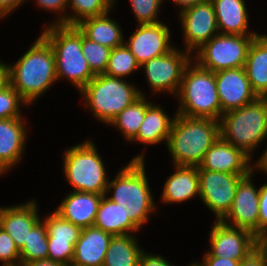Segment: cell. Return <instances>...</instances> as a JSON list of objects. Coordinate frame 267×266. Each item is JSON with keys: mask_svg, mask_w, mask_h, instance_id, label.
<instances>
[{"mask_svg": "<svg viewBox=\"0 0 267 266\" xmlns=\"http://www.w3.org/2000/svg\"><path fill=\"white\" fill-rule=\"evenodd\" d=\"M144 157L143 153L135 155L120 168L114 179H109L105 193L108 199L120 205L125 216L140 230L158 208L149 185Z\"/></svg>", "mask_w": 267, "mask_h": 266, "instance_id": "6da1fadb", "label": "cell"}, {"mask_svg": "<svg viewBox=\"0 0 267 266\" xmlns=\"http://www.w3.org/2000/svg\"><path fill=\"white\" fill-rule=\"evenodd\" d=\"M9 77L10 85L28 106L58 82L54 52L41 35L17 62L9 64Z\"/></svg>", "mask_w": 267, "mask_h": 266, "instance_id": "7a4b0ae2", "label": "cell"}, {"mask_svg": "<svg viewBox=\"0 0 267 266\" xmlns=\"http://www.w3.org/2000/svg\"><path fill=\"white\" fill-rule=\"evenodd\" d=\"M219 137V121L175 113L165 146L172 157V165L198 167Z\"/></svg>", "mask_w": 267, "mask_h": 266, "instance_id": "3957f363", "label": "cell"}, {"mask_svg": "<svg viewBox=\"0 0 267 266\" xmlns=\"http://www.w3.org/2000/svg\"><path fill=\"white\" fill-rule=\"evenodd\" d=\"M40 34L55 55L57 80L68 79L80 92L96 75L82 54L81 31L77 26L47 25Z\"/></svg>", "mask_w": 267, "mask_h": 266, "instance_id": "277c9868", "label": "cell"}, {"mask_svg": "<svg viewBox=\"0 0 267 266\" xmlns=\"http://www.w3.org/2000/svg\"><path fill=\"white\" fill-rule=\"evenodd\" d=\"M174 98L179 104L177 114L217 121L222 116L215 73L201 67L193 59L184 69L180 89Z\"/></svg>", "mask_w": 267, "mask_h": 266, "instance_id": "5b68a950", "label": "cell"}, {"mask_svg": "<svg viewBox=\"0 0 267 266\" xmlns=\"http://www.w3.org/2000/svg\"><path fill=\"white\" fill-rule=\"evenodd\" d=\"M79 93L85 109L88 108L98 122L106 125L124 108L132 105L141 96H147L127 79L105 74L96 75Z\"/></svg>", "mask_w": 267, "mask_h": 266, "instance_id": "8992f818", "label": "cell"}, {"mask_svg": "<svg viewBox=\"0 0 267 266\" xmlns=\"http://www.w3.org/2000/svg\"><path fill=\"white\" fill-rule=\"evenodd\" d=\"M220 137L241 149L251 159L255 149L267 138V99L255 101L223 113L220 120Z\"/></svg>", "mask_w": 267, "mask_h": 266, "instance_id": "52a82bcc", "label": "cell"}, {"mask_svg": "<svg viewBox=\"0 0 267 266\" xmlns=\"http://www.w3.org/2000/svg\"><path fill=\"white\" fill-rule=\"evenodd\" d=\"M64 151L63 174L73 191L105 195L109 178L94 141L87 139Z\"/></svg>", "mask_w": 267, "mask_h": 266, "instance_id": "ba28073f", "label": "cell"}, {"mask_svg": "<svg viewBox=\"0 0 267 266\" xmlns=\"http://www.w3.org/2000/svg\"><path fill=\"white\" fill-rule=\"evenodd\" d=\"M257 35L217 34L192 59L214 73L244 67L250 44Z\"/></svg>", "mask_w": 267, "mask_h": 266, "instance_id": "9c48e42d", "label": "cell"}, {"mask_svg": "<svg viewBox=\"0 0 267 266\" xmlns=\"http://www.w3.org/2000/svg\"><path fill=\"white\" fill-rule=\"evenodd\" d=\"M192 55L176 46L168 53L152 58L140 66L146 75V81L154 95L164 93L177 95L182 82L185 67ZM160 92V93H159Z\"/></svg>", "mask_w": 267, "mask_h": 266, "instance_id": "30bf717a", "label": "cell"}, {"mask_svg": "<svg viewBox=\"0 0 267 266\" xmlns=\"http://www.w3.org/2000/svg\"><path fill=\"white\" fill-rule=\"evenodd\" d=\"M207 252L214 257L242 261L260 245L261 241L250 231L215 220L209 231Z\"/></svg>", "mask_w": 267, "mask_h": 266, "instance_id": "8fae6325", "label": "cell"}, {"mask_svg": "<svg viewBox=\"0 0 267 266\" xmlns=\"http://www.w3.org/2000/svg\"><path fill=\"white\" fill-rule=\"evenodd\" d=\"M198 175L199 200L214 213L215 220H221L230 210L238 183L245 176L206 169H198Z\"/></svg>", "mask_w": 267, "mask_h": 266, "instance_id": "7c38bea8", "label": "cell"}, {"mask_svg": "<svg viewBox=\"0 0 267 266\" xmlns=\"http://www.w3.org/2000/svg\"><path fill=\"white\" fill-rule=\"evenodd\" d=\"M178 14L183 33V49L194 54L212 37L219 34L211 0L200 2ZM185 42V43H184Z\"/></svg>", "mask_w": 267, "mask_h": 266, "instance_id": "4fadbf2b", "label": "cell"}, {"mask_svg": "<svg viewBox=\"0 0 267 266\" xmlns=\"http://www.w3.org/2000/svg\"><path fill=\"white\" fill-rule=\"evenodd\" d=\"M254 173V170L251 171L239 181L231 208L221 221L246 229L258 238L259 188L252 180Z\"/></svg>", "mask_w": 267, "mask_h": 266, "instance_id": "5bb4252c", "label": "cell"}, {"mask_svg": "<svg viewBox=\"0 0 267 266\" xmlns=\"http://www.w3.org/2000/svg\"><path fill=\"white\" fill-rule=\"evenodd\" d=\"M170 28L163 22L155 24L137 25L129 39H124V44L135 56L141 66L148 60L162 56L171 51L175 46L171 43Z\"/></svg>", "mask_w": 267, "mask_h": 266, "instance_id": "9a60e30c", "label": "cell"}, {"mask_svg": "<svg viewBox=\"0 0 267 266\" xmlns=\"http://www.w3.org/2000/svg\"><path fill=\"white\" fill-rule=\"evenodd\" d=\"M217 92L223 113L255 101L258 96L252 90L244 67L215 73Z\"/></svg>", "mask_w": 267, "mask_h": 266, "instance_id": "2e32d148", "label": "cell"}, {"mask_svg": "<svg viewBox=\"0 0 267 266\" xmlns=\"http://www.w3.org/2000/svg\"><path fill=\"white\" fill-rule=\"evenodd\" d=\"M241 149L221 137L206 152L198 169L247 176L253 171V162Z\"/></svg>", "mask_w": 267, "mask_h": 266, "instance_id": "e0dca14e", "label": "cell"}, {"mask_svg": "<svg viewBox=\"0 0 267 266\" xmlns=\"http://www.w3.org/2000/svg\"><path fill=\"white\" fill-rule=\"evenodd\" d=\"M36 200L0 207V227L7 232L19 251L29 237V231L41 219Z\"/></svg>", "mask_w": 267, "mask_h": 266, "instance_id": "ac0fdd59", "label": "cell"}, {"mask_svg": "<svg viewBox=\"0 0 267 266\" xmlns=\"http://www.w3.org/2000/svg\"><path fill=\"white\" fill-rule=\"evenodd\" d=\"M102 197L96 193L71 190L54 211L81 229L87 228L94 224Z\"/></svg>", "mask_w": 267, "mask_h": 266, "instance_id": "d6986e66", "label": "cell"}, {"mask_svg": "<svg viewBox=\"0 0 267 266\" xmlns=\"http://www.w3.org/2000/svg\"><path fill=\"white\" fill-rule=\"evenodd\" d=\"M26 118L0 119V161L10 170L21 163L28 130Z\"/></svg>", "mask_w": 267, "mask_h": 266, "instance_id": "ffe728a7", "label": "cell"}, {"mask_svg": "<svg viewBox=\"0 0 267 266\" xmlns=\"http://www.w3.org/2000/svg\"><path fill=\"white\" fill-rule=\"evenodd\" d=\"M113 236L95 226L83 228L74 247L71 266H103Z\"/></svg>", "mask_w": 267, "mask_h": 266, "instance_id": "44dd1931", "label": "cell"}, {"mask_svg": "<svg viewBox=\"0 0 267 266\" xmlns=\"http://www.w3.org/2000/svg\"><path fill=\"white\" fill-rule=\"evenodd\" d=\"M175 171L163 184L161 202L178 204L200 196L198 167L173 165Z\"/></svg>", "mask_w": 267, "mask_h": 266, "instance_id": "7402d4cb", "label": "cell"}, {"mask_svg": "<svg viewBox=\"0 0 267 266\" xmlns=\"http://www.w3.org/2000/svg\"><path fill=\"white\" fill-rule=\"evenodd\" d=\"M219 34L258 35L249 29V16L245 0H211Z\"/></svg>", "mask_w": 267, "mask_h": 266, "instance_id": "603a6c76", "label": "cell"}, {"mask_svg": "<svg viewBox=\"0 0 267 266\" xmlns=\"http://www.w3.org/2000/svg\"><path fill=\"white\" fill-rule=\"evenodd\" d=\"M252 90L258 97L267 96V34H258L249 46L244 65Z\"/></svg>", "mask_w": 267, "mask_h": 266, "instance_id": "cb8c5ba5", "label": "cell"}, {"mask_svg": "<svg viewBox=\"0 0 267 266\" xmlns=\"http://www.w3.org/2000/svg\"><path fill=\"white\" fill-rule=\"evenodd\" d=\"M160 104L152 103L145 112L137 136L132 140L142 145L167 144L174 116L171 118Z\"/></svg>", "mask_w": 267, "mask_h": 266, "instance_id": "d4e9b609", "label": "cell"}, {"mask_svg": "<svg viewBox=\"0 0 267 266\" xmlns=\"http://www.w3.org/2000/svg\"><path fill=\"white\" fill-rule=\"evenodd\" d=\"M76 26L89 40L111 49L124 44V31L118 21L111 19L110 12L87 18Z\"/></svg>", "mask_w": 267, "mask_h": 266, "instance_id": "484cf974", "label": "cell"}, {"mask_svg": "<svg viewBox=\"0 0 267 266\" xmlns=\"http://www.w3.org/2000/svg\"><path fill=\"white\" fill-rule=\"evenodd\" d=\"M93 226L114 236L136 234L139 228L125 216L120 205L103 195Z\"/></svg>", "mask_w": 267, "mask_h": 266, "instance_id": "4316f807", "label": "cell"}, {"mask_svg": "<svg viewBox=\"0 0 267 266\" xmlns=\"http://www.w3.org/2000/svg\"><path fill=\"white\" fill-rule=\"evenodd\" d=\"M136 236L137 234L113 236L103 266H139V259L144 250Z\"/></svg>", "mask_w": 267, "mask_h": 266, "instance_id": "83f0119b", "label": "cell"}, {"mask_svg": "<svg viewBox=\"0 0 267 266\" xmlns=\"http://www.w3.org/2000/svg\"><path fill=\"white\" fill-rule=\"evenodd\" d=\"M147 98L141 96L132 105L124 108L109 124L119 130L126 141L132 142L138 134L146 109L153 103Z\"/></svg>", "mask_w": 267, "mask_h": 266, "instance_id": "f1b7e54d", "label": "cell"}, {"mask_svg": "<svg viewBox=\"0 0 267 266\" xmlns=\"http://www.w3.org/2000/svg\"><path fill=\"white\" fill-rule=\"evenodd\" d=\"M115 0H68L67 25L76 26L81 21L107 14L115 8ZM71 15H68V13Z\"/></svg>", "mask_w": 267, "mask_h": 266, "instance_id": "f546056e", "label": "cell"}, {"mask_svg": "<svg viewBox=\"0 0 267 266\" xmlns=\"http://www.w3.org/2000/svg\"><path fill=\"white\" fill-rule=\"evenodd\" d=\"M48 232L44 220L41 218L29 231V237L20 250V260L24 264L48 257Z\"/></svg>", "mask_w": 267, "mask_h": 266, "instance_id": "4dcf8cb0", "label": "cell"}, {"mask_svg": "<svg viewBox=\"0 0 267 266\" xmlns=\"http://www.w3.org/2000/svg\"><path fill=\"white\" fill-rule=\"evenodd\" d=\"M138 70H140V65L137 63L135 56L123 44L111 50L104 74L126 79L132 73H137Z\"/></svg>", "mask_w": 267, "mask_h": 266, "instance_id": "1f68e13d", "label": "cell"}, {"mask_svg": "<svg viewBox=\"0 0 267 266\" xmlns=\"http://www.w3.org/2000/svg\"><path fill=\"white\" fill-rule=\"evenodd\" d=\"M42 219L47 227L48 239L70 242L75 246L82 230L79 226H76L68 220L62 218L55 211L51 214H47V216H44Z\"/></svg>", "mask_w": 267, "mask_h": 266, "instance_id": "d6a6232c", "label": "cell"}, {"mask_svg": "<svg viewBox=\"0 0 267 266\" xmlns=\"http://www.w3.org/2000/svg\"><path fill=\"white\" fill-rule=\"evenodd\" d=\"M81 48L82 54L87 60L92 72L95 75L104 74L112 49L89 40L82 32Z\"/></svg>", "mask_w": 267, "mask_h": 266, "instance_id": "836d02e7", "label": "cell"}, {"mask_svg": "<svg viewBox=\"0 0 267 266\" xmlns=\"http://www.w3.org/2000/svg\"><path fill=\"white\" fill-rule=\"evenodd\" d=\"M137 25L155 24L159 19L161 4L165 0H129Z\"/></svg>", "mask_w": 267, "mask_h": 266, "instance_id": "e575fe53", "label": "cell"}, {"mask_svg": "<svg viewBox=\"0 0 267 266\" xmlns=\"http://www.w3.org/2000/svg\"><path fill=\"white\" fill-rule=\"evenodd\" d=\"M22 106L27 108L28 104L11 85L0 90V119L23 117Z\"/></svg>", "mask_w": 267, "mask_h": 266, "instance_id": "d590c367", "label": "cell"}, {"mask_svg": "<svg viewBox=\"0 0 267 266\" xmlns=\"http://www.w3.org/2000/svg\"><path fill=\"white\" fill-rule=\"evenodd\" d=\"M48 257L52 261L59 262L65 266H71L74 256V245L70 242L54 241L48 239Z\"/></svg>", "mask_w": 267, "mask_h": 266, "instance_id": "8d00e7d4", "label": "cell"}, {"mask_svg": "<svg viewBox=\"0 0 267 266\" xmlns=\"http://www.w3.org/2000/svg\"><path fill=\"white\" fill-rule=\"evenodd\" d=\"M0 262L3 265L21 263L20 251L12 237L0 227Z\"/></svg>", "mask_w": 267, "mask_h": 266, "instance_id": "74e56055", "label": "cell"}, {"mask_svg": "<svg viewBox=\"0 0 267 266\" xmlns=\"http://www.w3.org/2000/svg\"><path fill=\"white\" fill-rule=\"evenodd\" d=\"M30 1V0H29ZM36 5L38 8H42L47 12L54 13L57 16L55 17L54 22H50L47 25H67V13L66 10L68 9V0H35ZM52 11V12H51Z\"/></svg>", "mask_w": 267, "mask_h": 266, "instance_id": "f35d334b", "label": "cell"}, {"mask_svg": "<svg viewBox=\"0 0 267 266\" xmlns=\"http://www.w3.org/2000/svg\"><path fill=\"white\" fill-rule=\"evenodd\" d=\"M267 236V183L259 186V218L258 239L262 241Z\"/></svg>", "mask_w": 267, "mask_h": 266, "instance_id": "ab89813d", "label": "cell"}, {"mask_svg": "<svg viewBox=\"0 0 267 266\" xmlns=\"http://www.w3.org/2000/svg\"><path fill=\"white\" fill-rule=\"evenodd\" d=\"M240 266H267V249L261 244L240 262Z\"/></svg>", "mask_w": 267, "mask_h": 266, "instance_id": "60d3db41", "label": "cell"}, {"mask_svg": "<svg viewBox=\"0 0 267 266\" xmlns=\"http://www.w3.org/2000/svg\"><path fill=\"white\" fill-rule=\"evenodd\" d=\"M202 261L194 262L198 266H240L241 261L227 259L226 257H214L211 256L207 251L203 254Z\"/></svg>", "mask_w": 267, "mask_h": 266, "instance_id": "b9f144b4", "label": "cell"}, {"mask_svg": "<svg viewBox=\"0 0 267 266\" xmlns=\"http://www.w3.org/2000/svg\"><path fill=\"white\" fill-rule=\"evenodd\" d=\"M139 266H176L166 260L161 254H152L143 251L139 259Z\"/></svg>", "mask_w": 267, "mask_h": 266, "instance_id": "7bdbcfd3", "label": "cell"}, {"mask_svg": "<svg viewBox=\"0 0 267 266\" xmlns=\"http://www.w3.org/2000/svg\"><path fill=\"white\" fill-rule=\"evenodd\" d=\"M28 0H0V19L10 16L18 7H22ZM10 14V15H9Z\"/></svg>", "mask_w": 267, "mask_h": 266, "instance_id": "ee69618b", "label": "cell"}, {"mask_svg": "<svg viewBox=\"0 0 267 266\" xmlns=\"http://www.w3.org/2000/svg\"><path fill=\"white\" fill-rule=\"evenodd\" d=\"M10 85L9 64L0 61V90Z\"/></svg>", "mask_w": 267, "mask_h": 266, "instance_id": "f6af8a7d", "label": "cell"}, {"mask_svg": "<svg viewBox=\"0 0 267 266\" xmlns=\"http://www.w3.org/2000/svg\"><path fill=\"white\" fill-rule=\"evenodd\" d=\"M253 170L258 173L259 171H263L265 175L267 174V146L261 156H259L258 160L253 163Z\"/></svg>", "mask_w": 267, "mask_h": 266, "instance_id": "bcb514c9", "label": "cell"}, {"mask_svg": "<svg viewBox=\"0 0 267 266\" xmlns=\"http://www.w3.org/2000/svg\"><path fill=\"white\" fill-rule=\"evenodd\" d=\"M167 1V0H166ZM170 1V0H168ZM206 0H172L171 2H173L174 5L178 6L179 8V13L182 12L183 10L192 7L200 2H203Z\"/></svg>", "mask_w": 267, "mask_h": 266, "instance_id": "7dc6e473", "label": "cell"}, {"mask_svg": "<svg viewBox=\"0 0 267 266\" xmlns=\"http://www.w3.org/2000/svg\"><path fill=\"white\" fill-rule=\"evenodd\" d=\"M23 266H65V265L56 261H52L51 259H41V260L26 262L23 264Z\"/></svg>", "mask_w": 267, "mask_h": 266, "instance_id": "c3c4849f", "label": "cell"}, {"mask_svg": "<svg viewBox=\"0 0 267 266\" xmlns=\"http://www.w3.org/2000/svg\"><path fill=\"white\" fill-rule=\"evenodd\" d=\"M9 172V169L0 161V177Z\"/></svg>", "mask_w": 267, "mask_h": 266, "instance_id": "681fc988", "label": "cell"}, {"mask_svg": "<svg viewBox=\"0 0 267 266\" xmlns=\"http://www.w3.org/2000/svg\"><path fill=\"white\" fill-rule=\"evenodd\" d=\"M261 244L267 249V236L261 241Z\"/></svg>", "mask_w": 267, "mask_h": 266, "instance_id": "f907efd6", "label": "cell"}, {"mask_svg": "<svg viewBox=\"0 0 267 266\" xmlns=\"http://www.w3.org/2000/svg\"><path fill=\"white\" fill-rule=\"evenodd\" d=\"M2 266H23V264L19 263V264H15V265H2Z\"/></svg>", "mask_w": 267, "mask_h": 266, "instance_id": "816d5d0a", "label": "cell"}, {"mask_svg": "<svg viewBox=\"0 0 267 266\" xmlns=\"http://www.w3.org/2000/svg\"><path fill=\"white\" fill-rule=\"evenodd\" d=\"M186 266H198L195 262H191L189 263V265H186Z\"/></svg>", "mask_w": 267, "mask_h": 266, "instance_id": "f5cc1de1", "label": "cell"}]
</instances>
